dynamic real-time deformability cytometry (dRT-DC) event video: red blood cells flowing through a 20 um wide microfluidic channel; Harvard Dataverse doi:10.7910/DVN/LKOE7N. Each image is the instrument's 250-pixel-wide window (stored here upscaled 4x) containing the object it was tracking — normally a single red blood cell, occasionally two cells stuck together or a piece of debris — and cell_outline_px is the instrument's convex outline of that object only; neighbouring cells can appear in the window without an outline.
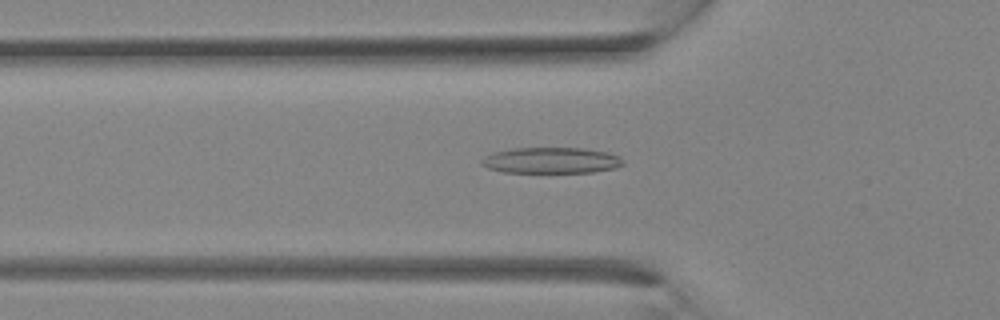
{"species": "Egyptian fruit bat (a non-hibernating species)", "species_latin": "Rousettus aegyptiacus", "temperature_condition": "room temperature", "stored_images_in_passage": 11, "camera_frame_rate_fps": 3000, "um_per_image_px": 0.085, "animal": {"sex": "female"}, "frame": {"image": 1, "passage_image": 10, "time_ms": 3.0, "image_size_px": [1000, 320], "cell_outline_px": [[624, 164], [616, 168], [592, 172], [504, 172], [488, 168], [480, 164], [480, 160], [484, 156], [492, 152], [512, 148], [584, 148], [608, 152], [616, 156]], "centroid_in_image_um": [46.79, 13.63], "position_along_channel_um": 79.0, "area_um2": 21.39}}